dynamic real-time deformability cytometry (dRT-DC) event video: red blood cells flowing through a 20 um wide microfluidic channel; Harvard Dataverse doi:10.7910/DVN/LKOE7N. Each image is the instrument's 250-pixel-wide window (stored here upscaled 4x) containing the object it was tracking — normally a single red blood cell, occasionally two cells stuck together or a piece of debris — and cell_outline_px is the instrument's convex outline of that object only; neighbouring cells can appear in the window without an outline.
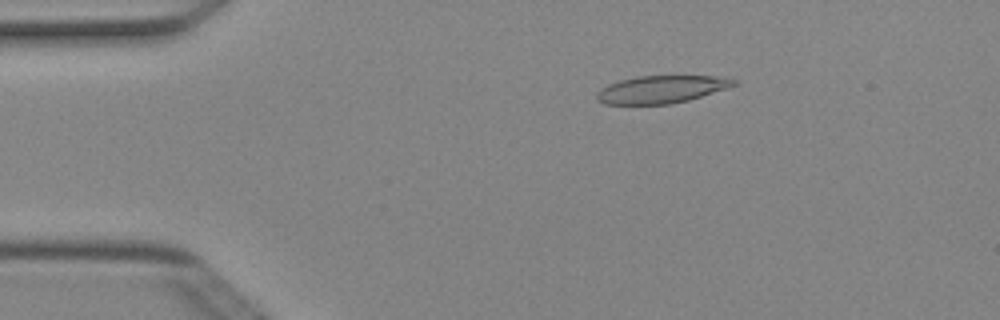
{"species": "Egyptian fruit bat (a non-hibernating species)", "species_latin": "Rousettus aegyptiacus", "temperature_condition": "cold", "stored_images_in_passage": 5, "camera_frame_rate_fps": 3000, "um_per_image_px": 0.085, "animal": {"sex": "female"}, "frame": {"image": 1, "passage_image": 3, "time_ms": 0.667, "image_size_px": [1000, 320], "cell_outline_px": [[736, 84], [728, 88], [688, 100], [668, 104], [604, 104], [596, 100], [596, 92], [600, 88], [608, 84], [620, 80], [636, 76], [712, 76], [736, 80]], "centroid_in_image_um": [56.15, 7.6], "position_along_channel_um": 28.9, "area_um2": 21.91}}
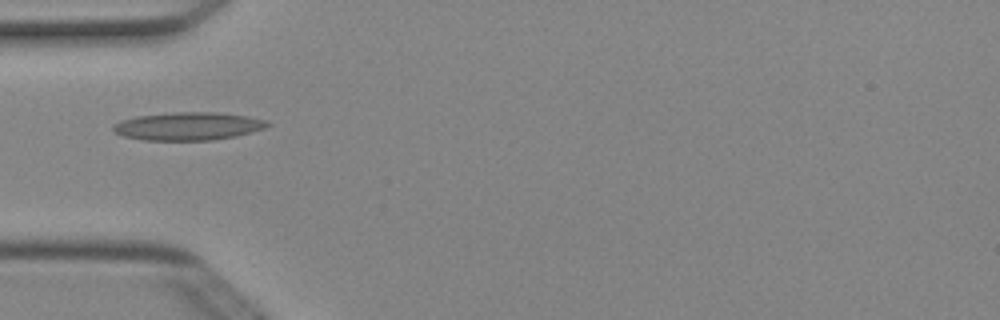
{"frame": {"image": 2, "passage_image": 5, "time_ms": 1.333, "image_size_px": [1000, 320], "cell_outline_px": [[272, 124], [264, 128], [236, 136], [212, 140], [144, 140], [124, 136], [112, 132], [112, 124], [120, 120], [136, 116], [172, 112], [216, 112], [244, 116], [268, 120]], "centroid_in_image_um": [15.95, 10.72], "position_along_channel_um": 69.1, "area_um2": 25.26}}